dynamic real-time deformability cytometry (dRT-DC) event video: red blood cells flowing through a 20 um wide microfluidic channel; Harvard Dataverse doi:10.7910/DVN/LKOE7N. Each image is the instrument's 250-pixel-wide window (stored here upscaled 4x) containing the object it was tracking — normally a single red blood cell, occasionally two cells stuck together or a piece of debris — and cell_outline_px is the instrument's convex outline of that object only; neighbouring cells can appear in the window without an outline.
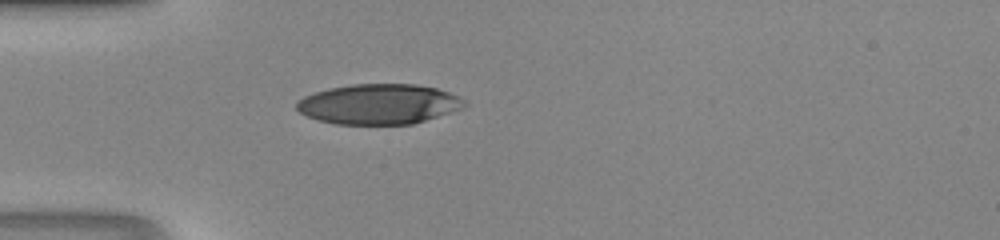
{"species": "human", "species_latin": "Homo sapiens", "temperature_condition": "room temperature", "stored_images_in_passage": 28, "camera_frame_rate_fps": 3000, "um_per_image_px": 0.085, "donor": {"sex": "male"}, "frame": {"image": 1, "passage_image": 1, "time_ms": 0.0, "image_size_px": [1000, 240], "cell_outline_px": [[464, 104], [448, 112], [412, 124], [336, 124], [320, 120], [308, 116], [300, 112], [296, 108], [296, 104], [304, 96], [328, 88], [352, 84], [416, 84], [436, 88], [448, 92], [456, 96]], "centroid_in_image_um": [32.11, 8.84], "position_along_channel_um": 52.9, "area_um2": 38.44}}
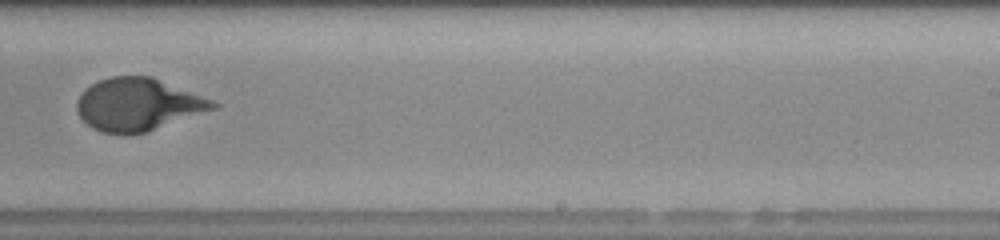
{"frame": {"image": 2, "passage_image": 17, "time_ms": 5.333, "image_size_px": [1000, 240], "cell_outline_px": [[220, 104], [216, 108], [148, 132], [124, 136], [100, 132], [92, 128], [80, 116], [76, 108], [76, 100], [92, 84], [100, 80], [112, 76], [152, 76], [212, 100]], "centroid_in_image_um": [11.72, 8.91], "position_along_channel_um": 277.3, "area_um2": 41.67}}
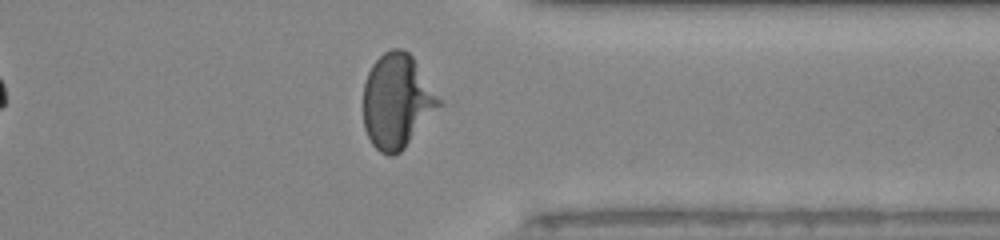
{"frame": {"image": 3, "passage_image": 24, "time_ms": 7.667, "image_size_px": [1000, 240], "cell_outline_px": [[440, 104], [404, 148], [400, 152], [392, 156], [388, 156], [380, 152], [372, 144], [364, 128], [364, 84], [368, 72], [372, 64], [384, 52], [392, 48], [404, 48], [412, 56], [440, 100]], "centroid_in_image_um": [33.69, 8.59], "position_along_channel_um": 377.7, "area_um2": 40.75}}